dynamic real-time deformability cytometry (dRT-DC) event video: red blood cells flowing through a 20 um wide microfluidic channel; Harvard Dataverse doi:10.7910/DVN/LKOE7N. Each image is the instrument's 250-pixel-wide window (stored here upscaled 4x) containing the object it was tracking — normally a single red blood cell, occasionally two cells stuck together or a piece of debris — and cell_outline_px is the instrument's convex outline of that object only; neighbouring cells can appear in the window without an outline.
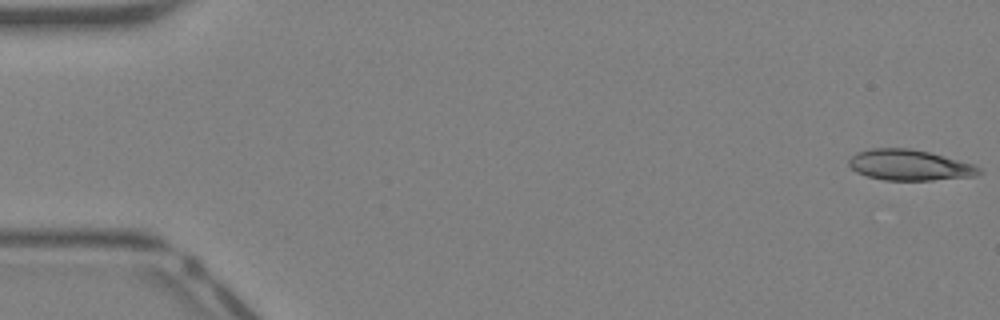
{"species": "Egyptian fruit bat (a non-hibernating species)", "species_latin": "Rousettus aegyptiacus", "temperature_condition": "warm", "stored_images_in_passage": 7, "camera_frame_rate_fps": 3000, "um_per_image_px": 0.085, "animal": {"sex": "female"}, "frame": {"image": 1, "passage_image": 1, "time_ms": 0.0, "image_size_px": [1000, 320], "cell_outline_px": [[984, 172], [976, 176], [932, 180], [884, 180], [868, 176], [856, 172], [848, 164], [848, 160], [856, 152], [872, 148], [912, 148], [928, 152], [972, 164], [980, 168]], "centroid_in_image_um": [77.3, 14.03], "position_along_channel_um": 7.7, "area_um2": 23.24}}